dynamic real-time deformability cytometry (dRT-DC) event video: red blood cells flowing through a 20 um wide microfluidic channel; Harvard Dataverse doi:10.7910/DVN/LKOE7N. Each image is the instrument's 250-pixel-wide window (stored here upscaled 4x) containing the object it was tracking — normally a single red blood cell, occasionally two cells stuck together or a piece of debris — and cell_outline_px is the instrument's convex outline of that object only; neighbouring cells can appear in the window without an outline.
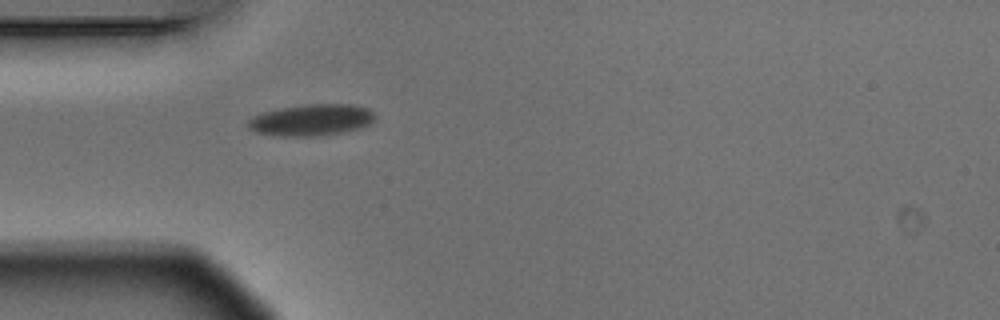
{"species": "Egyptian fruit bat (a non-hibernating species)", "species_latin": "Rousettus aegyptiacus", "temperature_condition": "warm", "stored_images_in_passage": 5, "camera_frame_rate_fps": 3000, "um_per_image_px": 0.085, "animal": {"sex": "male"}, "frame": {"image": 1, "passage_image": 5, "time_ms": 1.333, "image_size_px": [1000, 320], "cell_outline_px": [[376, 120], [360, 128], [344, 132], [316, 136], [280, 136], [256, 132], [248, 128], [248, 120], [252, 116], [264, 112], [280, 108], [304, 104], [352, 104], [368, 108], [376, 116]], "centroid_in_image_um": [26.49, 10.19], "position_along_channel_um": 58.5, "area_um2": 23.41}}